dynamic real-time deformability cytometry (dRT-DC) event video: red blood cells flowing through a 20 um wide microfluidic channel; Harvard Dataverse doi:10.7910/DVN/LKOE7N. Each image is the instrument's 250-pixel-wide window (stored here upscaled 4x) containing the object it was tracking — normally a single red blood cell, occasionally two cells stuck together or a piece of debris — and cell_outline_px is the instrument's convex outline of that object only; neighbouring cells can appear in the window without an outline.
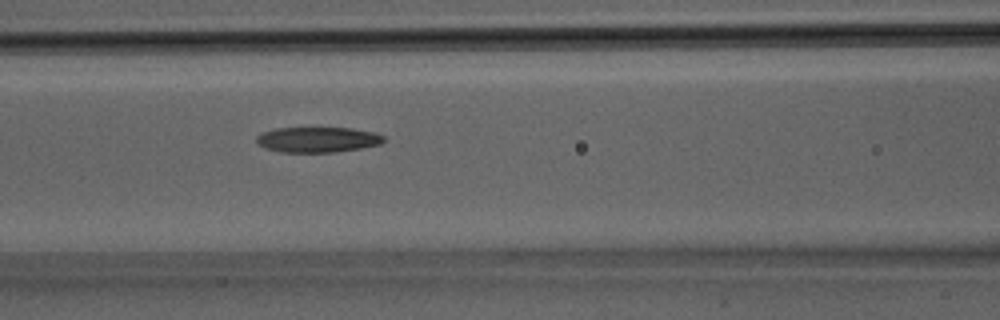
{"species": "Egyptian fruit bat (a non-hibernating species)", "species_latin": "Rousettus aegyptiacus", "temperature_condition": "room temperature", "stored_images_in_passage": 10, "camera_frame_rate_fps": 3000, "um_per_image_px": 0.085, "animal": {"sex": "male"}, "frame": {"image": 1, "passage_image": 9, "time_ms": 2.667, "image_size_px": [1000, 320], "cell_outline_px": [[384, 140], [380, 144], [360, 148], [336, 152], [280, 152], [264, 148], [256, 140], [256, 136], [260, 132], [276, 128], [352, 128], [376, 132], [384, 136]], "centroid_in_image_um": [26.99, 11.86], "position_along_channel_um": 139.6, "area_um2": 18.9}}